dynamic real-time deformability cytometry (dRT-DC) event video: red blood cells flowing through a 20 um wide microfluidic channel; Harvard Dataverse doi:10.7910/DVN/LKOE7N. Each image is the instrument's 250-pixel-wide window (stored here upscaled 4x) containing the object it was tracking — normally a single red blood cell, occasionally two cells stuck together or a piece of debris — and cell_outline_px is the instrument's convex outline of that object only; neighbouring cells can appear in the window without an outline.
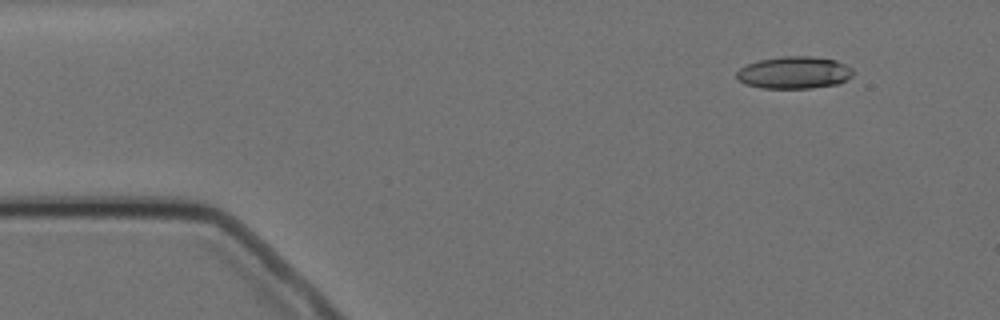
{"species": "Egyptian fruit bat (a non-hibernating species)", "species_latin": "Rousettus aegyptiacus", "temperature_condition": "cold", "stored_images_in_passage": 5, "camera_frame_rate_fps": 3000, "um_per_image_px": 0.085, "animal": {"sex": "female"}, "frame": {"image": 1, "passage_image": 2, "time_ms": 1.333, "image_size_px": [1000, 320], "cell_outline_px": [[852, 76], [840, 84], [812, 88], [760, 88], [744, 84], [736, 80], [736, 72], [740, 68], [748, 64], [760, 60], [784, 56], [812, 56], [836, 60], [852, 68]], "centroid_in_image_um": [67.49, 6.18], "position_along_channel_um": 17.5, "area_um2": 22.02}}
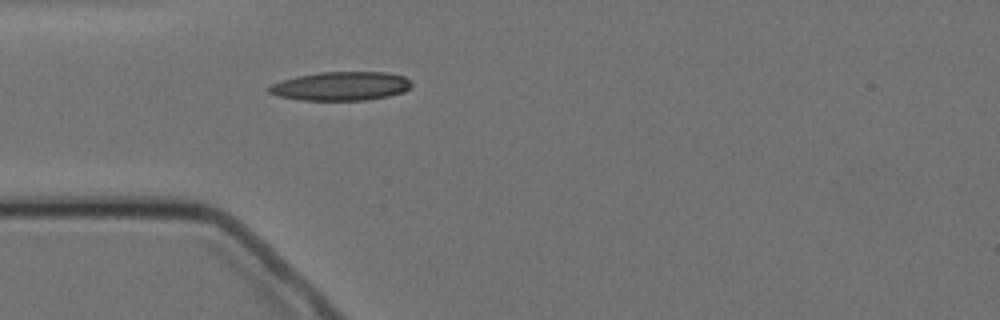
{"frame": {"image": 2, "passage_image": 5, "time_ms": 4.667, "image_size_px": [1000, 320], "cell_outline_px": [[412, 84], [404, 92], [388, 96], [368, 100], [304, 100], [276, 96], [268, 92], [268, 88], [272, 84], [296, 76], [320, 72], [384, 72], [404, 76]], "centroid_in_image_um": [28.97, 7.32], "position_along_channel_um": 56.0, "area_um2": 23.81}}